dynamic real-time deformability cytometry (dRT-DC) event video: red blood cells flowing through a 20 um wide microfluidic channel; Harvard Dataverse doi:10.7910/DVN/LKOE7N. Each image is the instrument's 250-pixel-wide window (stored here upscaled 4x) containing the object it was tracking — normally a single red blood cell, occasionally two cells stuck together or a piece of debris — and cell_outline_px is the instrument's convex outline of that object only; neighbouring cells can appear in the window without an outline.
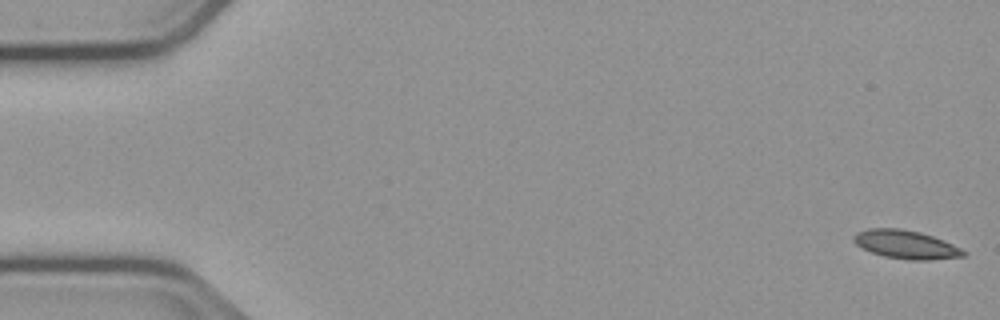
{"species": "common noctule bat (a hibernating species)", "species_latin": "Nyctalus noctula", "temperature_condition": "cold", "stored_images_in_passage": 55, "camera_frame_rate_fps": 3000, "um_per_image_px": 0.085, "animal": {"sex": "male", "body_mass_g": 23.1, "forearm_length_mm": 52.7}, "frame": {"image": 1, "passage_image": 1, "time_ms": 0.0, "image_size_px": [1000, 320], "cell_outline_px": [[968, 252], [964, 256], [928, 260], [908, 260], [884, 256], [872, 252], [856, 244], [852, 240], [852, 236], [856, 232], [868, 228], [900, 228], [920, 232], [944, 240]], "centroid_in_image_um": [76.99, 20.77], "position_along_channel_um": 8.0, "area_um2": 18.21}}
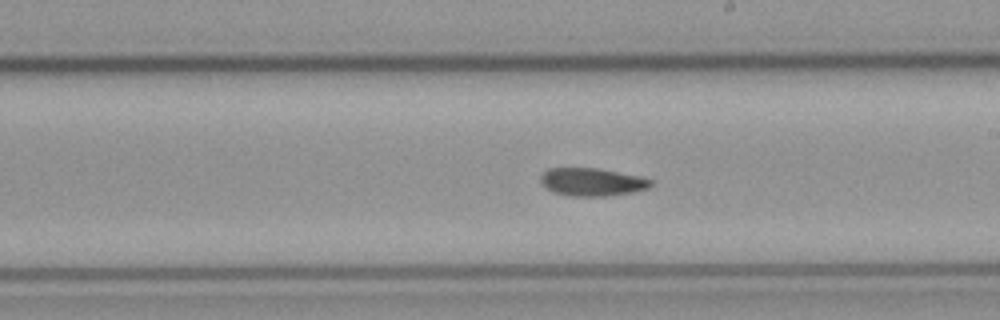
{"frame": {"image": 2, "passage_image": 31, "time_ms": 10.0, "image_size_px": [1000, 320], "cell_outline_px": [[652, 184], [648, 188], [632, 192], [608, 196], [568, 196], [556, 192], [548, 188], [540, 180], [540, 176], [548, 168], [596, 168], [640, 176], [652, 180]], "centroid_in_image_um": [50.34, 15.46], "position_along_channel_um": 238.7, "area_um2": 17.74}}
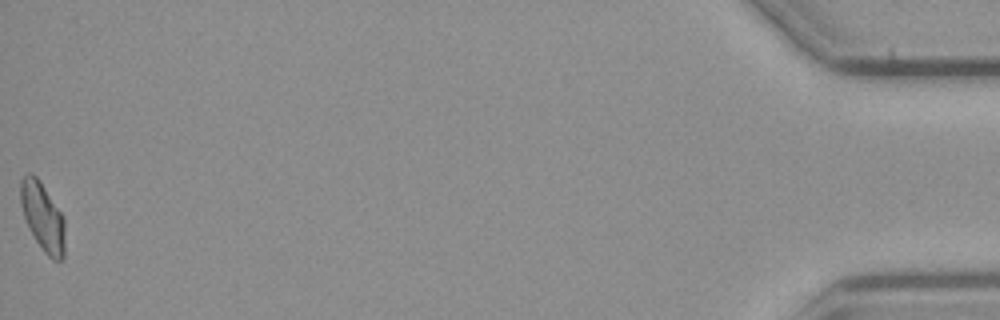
{"frame": {"image": 3, "passage_image": 55, "time_ms": 18.0, "image_size_px": [1000, 320], "cell_outline_px": [[64, 256], [60, 260], [52, 260], [44, 252], [36, 240], [24, 216], [20, 204], [20, 180], [28, 172], [32, 172], [36, 176], [60, 212], [64, 220]], "centroid_in_image_um": [3.61, 18.42], "position_along_channel_um": 431.6, "area_um2": 17.28}, "authors_computed_cell_mechanics": {"area_um2": 17.8602, "velocity_mm_per_s": 3.7392, "shape_relaxation_time_tau1_ms": null, "shape_relaxation_time_tau2_ms": 8.6403, "deformation_change_tau1": null, "deformation_change_tau2": 0.1297}}